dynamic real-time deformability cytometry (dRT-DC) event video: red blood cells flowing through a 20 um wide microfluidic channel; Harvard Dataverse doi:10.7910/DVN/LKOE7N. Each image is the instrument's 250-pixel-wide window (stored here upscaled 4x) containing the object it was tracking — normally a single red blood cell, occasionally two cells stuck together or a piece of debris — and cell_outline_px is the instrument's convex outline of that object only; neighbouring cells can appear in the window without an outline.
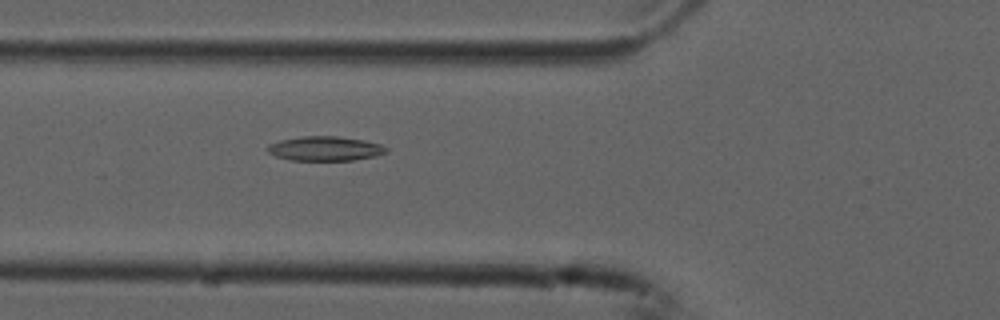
{"species": "common noctule bat (a hibernating species)", "species_latin": "Nyctalus noctula", "temperature_condition": "cold", "stored_images_in_passage": 54, "camera_frame_rate_fps": 3000, "um_per_image_px": 0.085, "animal": {"sex": "male", "forearm_length_mm": 52.5}, "frame": {"image": 1, "passage_image": 20, "time_ms": 6.333, "image_size_px": [1000, 320], "cell_outline_px": [[388, 152], [376, 156], [352, 160], [288, 160], [276, 156], [268, 152], [264, 148], [268, 144], [280, 140], [304, 136], [336, 136], [364, 140], [380, 144], [388, 148]], "centroid_in_image_um": [27.61, 12.63], "position_along_channel_um": 98.2, "area_um2": 16.99}}
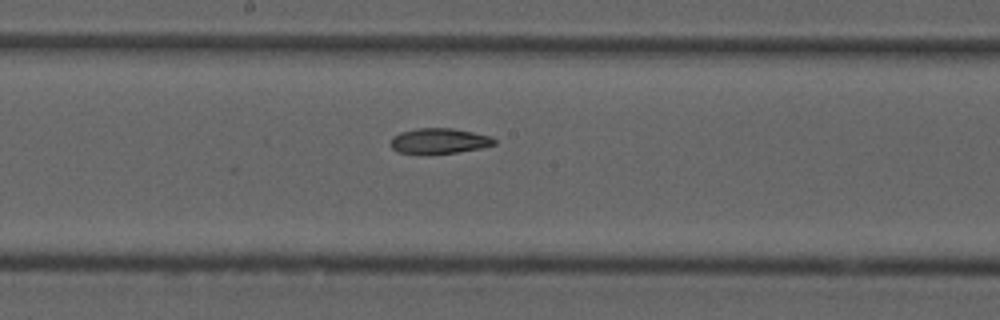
{"frame": {"image": 2, "passage_image": 29, "time_ms": 9.333, "image_size_px": [1000, 320], "cell_outline_px": [[496, 144], [480, 148], [456, 152], [396, 152], [392, 148], [392, 136], [400, 132], [416, 128], [452, 128], [492, 136], [496, 140]], "centroid_in_image_um": [37.36, 11.94], "position_along_channel_um": 210.8, "area_um2": 14.91}}
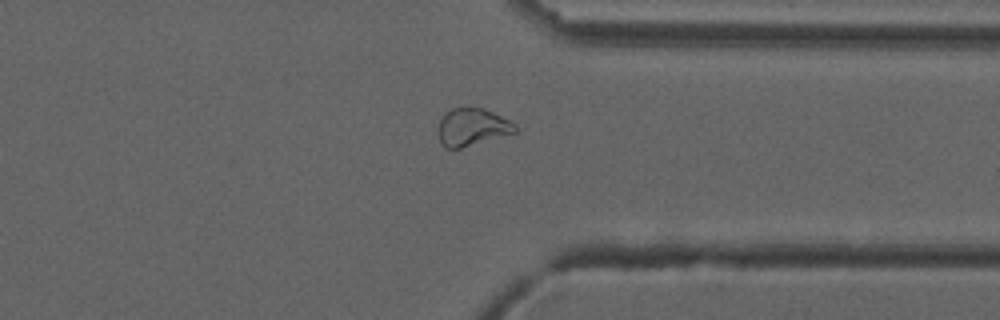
{"frame": {"image": 3, "passage_image": 42, "time_ms": 13.667, "image_size_px": [1000, 320], "cell_outline_px": [[516, 132], [460, 148], [444, 148], [440, 144], [440, 120], [452, 108], [468, 104], [484, 108], [516, 124]], "centroid_in_image_um": [40.13, 10.76], "position_along_channel_um": 371.3, "area_um2": 16.76}}